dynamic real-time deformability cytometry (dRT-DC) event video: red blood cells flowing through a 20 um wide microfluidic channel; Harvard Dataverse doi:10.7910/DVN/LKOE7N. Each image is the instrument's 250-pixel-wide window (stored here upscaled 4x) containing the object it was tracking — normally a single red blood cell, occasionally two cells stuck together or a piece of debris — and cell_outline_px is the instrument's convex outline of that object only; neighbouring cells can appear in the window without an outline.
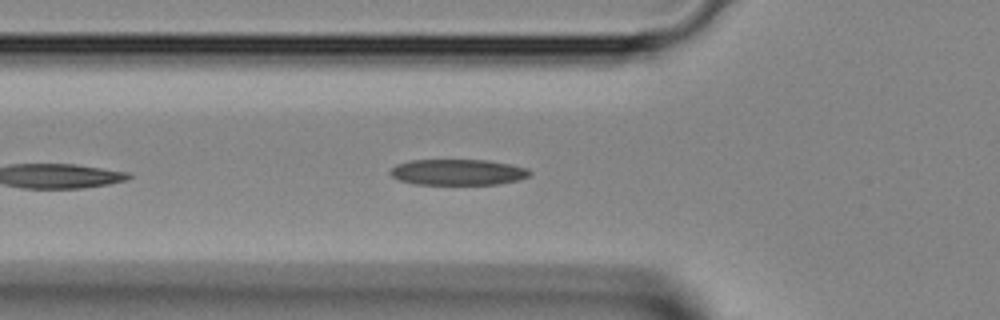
{"species": "Egyptian fruit bat (a non-hibernating species)", "species_latin": "Rousettus aegyptiacus", "temperature_condition": "room temperature", "stored_images_in_passage": 32, "camera_frame_rate_fps": 3000, "um_per_image_px": 0.085, "animal": {"sex": "female"}, "frame": {"image": 1, "passage_image": 5, "time_ms": 1.333, "image_size_px": [1000, 320], "cell_outline_px": [[532, 172], [528, 176], [520, 180], [496, 184], [416, 184], [400, 180], [392, 176], [388, 172], [396, 164], [408, 160], [488, 160], [528, 168]], "centroid_in_image_um": [38.91, 14.63], "position_along_channel_um": 86.9, "area_um2": 21.04}}
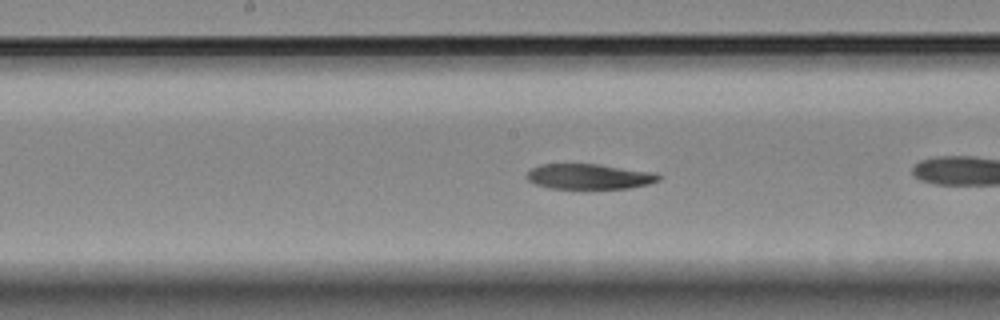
{"frame": {"image": 2, "passage_image": 10, "time_ms": 3.0, "image_size_px": [1000, 320], "cell_outline_px": [[664, 176], [660, 180], [648, 184], [628, 188], [548, 188], [536, 184], [528, 180], [524, 176], [532, 168], [540, 164], [600, 164], [656, 172]], "centroid_in_image_um": [50.12, 14.99], "position_along_channel_um": 198.1, "area_um2": 19.59}}
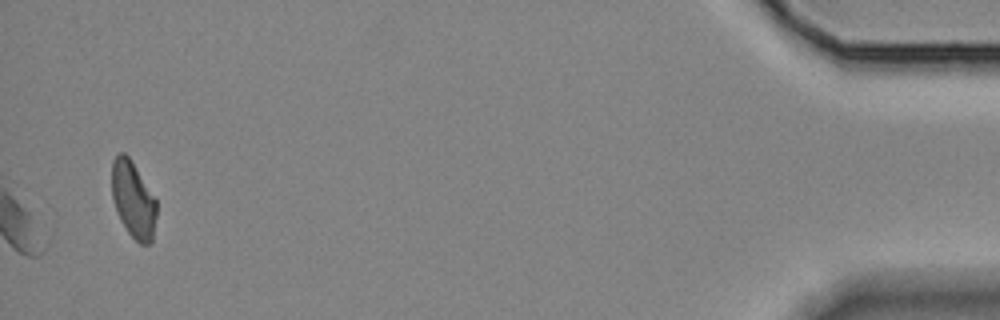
{"frame": {"image": 3, "passage_image": 32, "time_ms": 10.333, "image_size_px": [1000, 320], "cell_outline_px": [[156, 216], [152, 240], [148, 244], [140, 244], [128, 232], [120, 220], [112, 200], [112, 160], [120, 152], [124, 152], [128, 156], [156, 200]], "centroid_in_image_um": [11.3, 16.98], "position_along_channel_um": 423.9, "area_um2": 19.65}}